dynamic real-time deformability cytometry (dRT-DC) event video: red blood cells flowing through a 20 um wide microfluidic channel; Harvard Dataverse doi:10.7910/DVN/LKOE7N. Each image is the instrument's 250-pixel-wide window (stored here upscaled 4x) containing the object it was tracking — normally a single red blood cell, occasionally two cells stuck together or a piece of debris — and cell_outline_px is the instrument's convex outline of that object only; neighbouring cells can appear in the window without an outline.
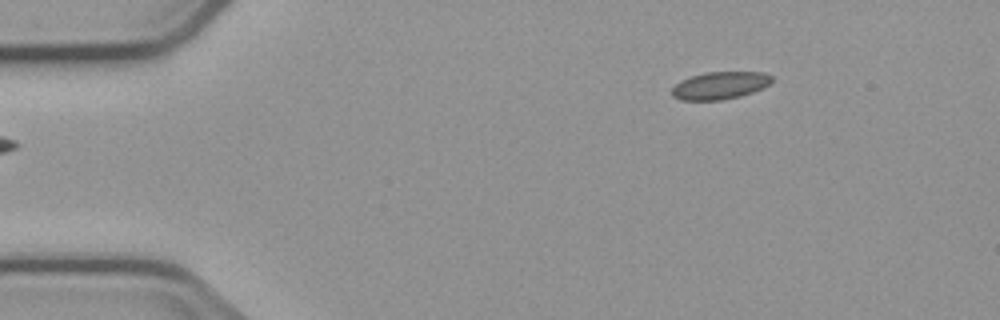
{"species": "common noctule bat (a hibernating species)", "species_latin": "Nyctalus noctula", "temperature_condition": "cold", "stored_images_in_passage": 3, "camera_frame_rate_fps": 3000, "um_per_image_px": 0.085, "animal": {"sex": "male", "body_mass_g": 23.1, "forearm_length_mm": 52.7}, "frame": {"image": 1, "passage_image": 3, "time_ms": 2.333, "image_size_px": [1000, 320], "cell_outline_px": [[772, 80], [768, 84], [752, 92], [740, 96], [720, 100], [680, 100], [672, 96], [672, 88], [680, 80], [704, 72], [764, 72], [772, 76]], "centroid_in_image_um": [61.16, 7.26], "position_along_channel_um": 23.8, "area_um2": 15.9}}